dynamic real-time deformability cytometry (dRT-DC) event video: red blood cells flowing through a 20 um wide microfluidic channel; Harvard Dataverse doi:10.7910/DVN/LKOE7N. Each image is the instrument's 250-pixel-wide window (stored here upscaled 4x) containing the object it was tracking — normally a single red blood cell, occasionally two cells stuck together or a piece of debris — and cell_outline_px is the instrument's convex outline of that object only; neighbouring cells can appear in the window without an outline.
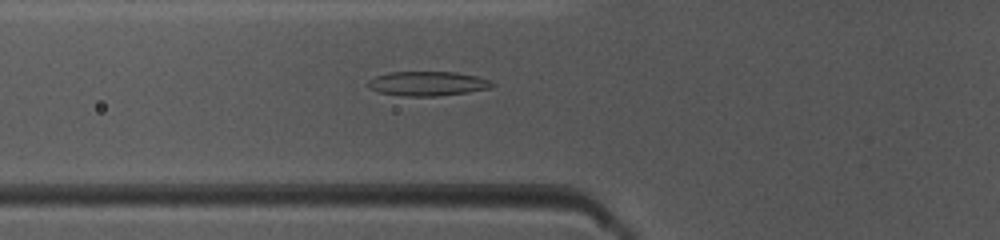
{"species": "common noctule bat (a hibernating species)", "species_latin": "Nyctalus noctula", "temperature_condition": "warm", "stored_images_in_passage": 47, "camera_frame_rate_fps": 3000, "um_per_image_px": 0.085, "animal": {"sex": "female", "body_mass_g": 10.0, "forearm_length_mm": 53.1}, "frame": {"image": 1, "passage_image": 16, "time_ms": 5.0, "image_size_px": [1000, 240], "cell_outline_px": [[496, 84], [488, 88], [468, 92], [436, 96], [404, 96], [380, 92], [368, 88], [368, 80], [376, 76], [388, 72], [456, 72], [476, 76], [492, 80]], "centroid_in_image_um": [36.35, 7.1], "position_along_channel_um": 89.5, "area_um2": 17.63}}
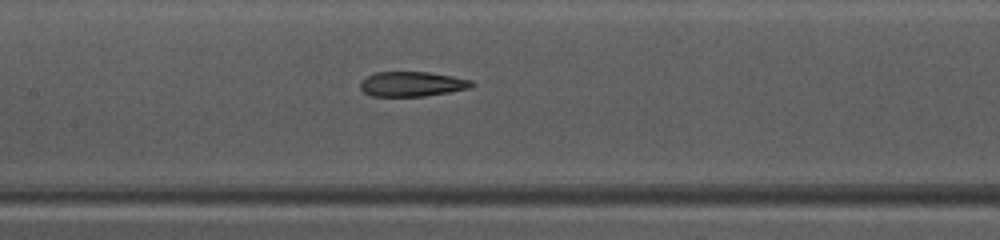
{"frame": {"image": 2, "passage_image": 22, "time_ms": 7.0, "image_size_px": [1000, 240], "cell_outline_px": [[476, 84], [468, 88], [448, 92], [424, 96], [372, 96], [364, 92], [360, 88], [360, 80], [376, 72], [428, 72], [452, 76], [472, 80]], "centroid_in_image_um": [35.01, 7.14], "position_along_channel_um": 172.4, "area_um2": 16.07}}
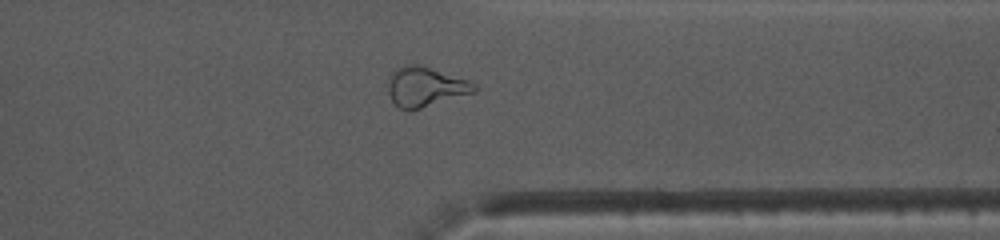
{"frame": {"image": 3, "passage_image": 37, "time_ms": 12.0, "image_size_px": [1000, 240], "cell_outline_px": [[476, 92], [408, 112], [400, 108], [392, 100], [388, 92], [388, 80], [392, 72], [396, 68], [404, 64], [420, 64], [468, 80], [476, 84]], "centroid_in_image_um": [36.14, 7.38], "position_along_channel_um": 375.3, "area_um2": 20.11}, "authors_computed_cell_mechanics": {"area_um2": 17.9758, "velocity_mm_per_s": 4.0921, "shape_relaxation_time_tau1_ms": null, "shape_relaxation_time_tau2_ms": 2.4137, "deformation_change_tau1": null, "deformation_change_tau2": 0.1146}}